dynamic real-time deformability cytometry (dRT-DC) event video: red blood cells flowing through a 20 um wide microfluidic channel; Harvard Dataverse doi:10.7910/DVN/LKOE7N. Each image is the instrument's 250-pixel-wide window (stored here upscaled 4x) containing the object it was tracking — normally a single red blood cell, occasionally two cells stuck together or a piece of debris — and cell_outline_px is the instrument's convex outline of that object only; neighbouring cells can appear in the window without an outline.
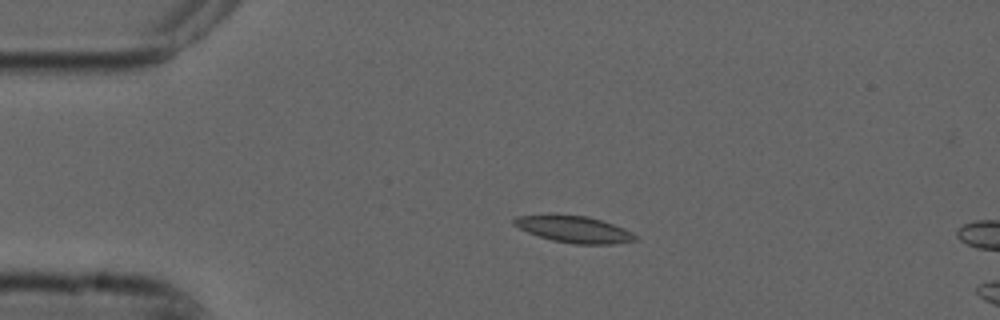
{"species": "common noctule bat (a hibernating species)", "species_latin": "Nyctalus noctula", "temperature_condition": "cold", "stored_images_in_passage": 15, "camera_frame_rate_fps": 3000, "um_per_image_px": 0.085, "animal": {"sex": "male", "forearm_length_mm": 52.5}, "frame": {"image": 1, "passage_image": 11, "time_ms": 3.333, "image_size_px": [1000, 320], "cell_outline_px": [[640, 240], [616, 244], [576, 244], [552, 240], [528, 232], [512, 224], [512, 220], [516, 216], [556, 212], [588, 216], [624, 228], [640, 236]], "centroid_in_image_um": [48.8, 19.46], "position_along_channel_um": 36.2, "area_um2": 19.54}}